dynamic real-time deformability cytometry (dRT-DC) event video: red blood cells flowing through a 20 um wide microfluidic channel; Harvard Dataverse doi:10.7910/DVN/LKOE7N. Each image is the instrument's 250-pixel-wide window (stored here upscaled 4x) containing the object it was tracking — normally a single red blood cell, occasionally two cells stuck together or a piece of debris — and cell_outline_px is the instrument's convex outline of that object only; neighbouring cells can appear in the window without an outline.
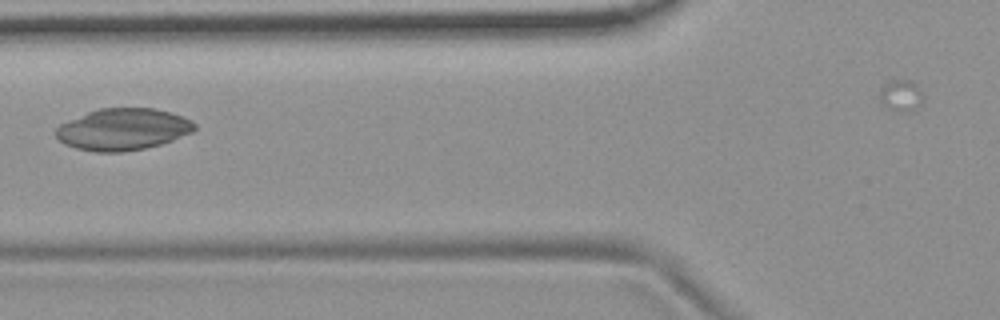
{"species": "common noctule bat (a hibernating species)", "species_latin": "Nyctalus noctula", "temperature_condition": "room temperature", "stored_images_in_passage": 3, "camera_frame_rate_fps": 3000, "um_per_image_px": 0.085, "animal": {"sex": "female", "body_mass_g": 19.9}, "frame": {"image": 1, "passage_image": 2, "time_ms": 0.333, "image_size_px": [1000, 320], "cell_outline_px": [[196, 128], [192, 132], [172, 140], [160, 144], [144, 148], [120, 152], [96, 152], [76, 148], [64, 144], [56, 136], [56, 128], [60, 124], [88, 112], [100, 108], [156, 108], [172, 112], [192, 120], [196, 124]], "centroid_in_image_um": [10.47, 10.98], "position_along_channel_um": 115.3, "area_um2": 33.64}}
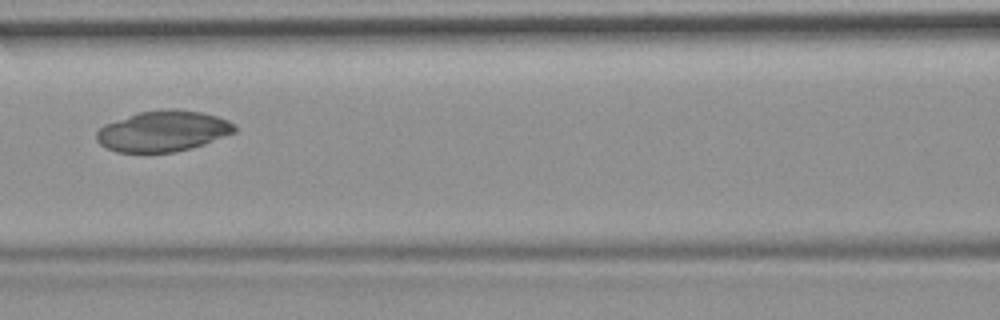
{"frame": {"image": 2, "passage_image": 3, "time_ms": 0.667, "image_size_px": [1000, 320], "cell_outline_px": [[236, 132], [204, 144], [176, 152], [116, 152], [100, 144], [96, 140], [96, 132], [104, 124], [140, 112], [164, 108], [176, 108], [200, 112], [216, 116], [228, 120], [236, 124]], "centroid_in_image_um": [13.87, 11.14], "position_along_channel_um": 152.7, "area_um2": 32.89}}